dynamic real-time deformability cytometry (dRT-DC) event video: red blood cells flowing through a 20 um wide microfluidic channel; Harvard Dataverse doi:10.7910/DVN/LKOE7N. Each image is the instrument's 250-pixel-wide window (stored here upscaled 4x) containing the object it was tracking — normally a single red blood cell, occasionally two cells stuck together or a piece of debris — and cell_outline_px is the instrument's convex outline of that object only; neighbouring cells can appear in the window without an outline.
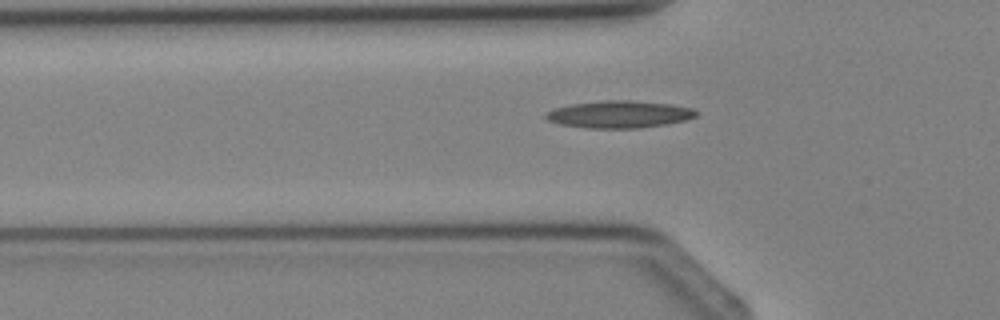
{"species": "Egyptian fruit bat (a non-hibernating species)", "species_latin": "Rousettus aegyptiacus", "temperature_condition": "cold", "stored_images_in_passage": 3, "camera_frame_rate_fps": 3000, "um_per_image_px": 0.085, "animal": {"sex": "female"}, "frame": {"image": 1, "passage_image": 3, "time_ms": 3.333, "image_size_px": [1000, 320], "cell_outline_px": [[700, 112], [696, 116], [688, 120], [668, 124], [640, 128], [588, 128], [560, 124], [548, 120], [544, 116], [544, 112], [552, 108], [568, 104], [604, 100], [632, 100], [672, 104], [692, 108]], "centroid_in_image_um": [52.64, 9.71], "position_along_channel_um": 73.2, "area_um2": 24.28}}